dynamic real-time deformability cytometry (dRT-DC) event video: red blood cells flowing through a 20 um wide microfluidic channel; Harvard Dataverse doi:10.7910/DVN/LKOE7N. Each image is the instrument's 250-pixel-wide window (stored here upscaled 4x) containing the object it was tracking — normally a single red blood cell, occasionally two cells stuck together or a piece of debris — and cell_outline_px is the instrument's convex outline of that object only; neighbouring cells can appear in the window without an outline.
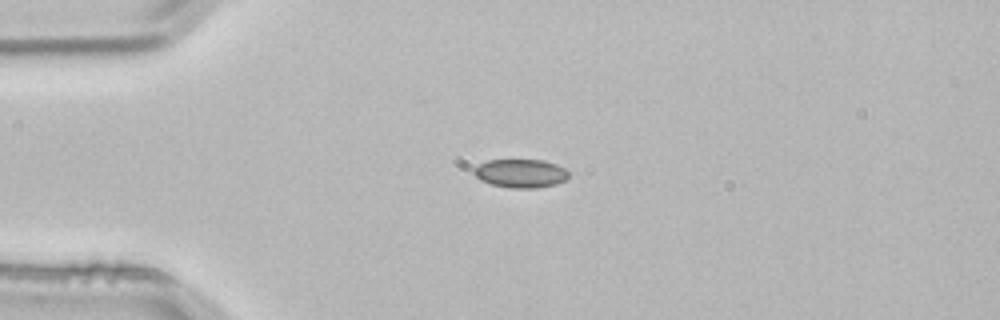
{"species": "common noctule bat (a hibernating species)", "species_latin": "Nyctalus noctula", "temperature_condition": "room temperature", "stored_images_in_passage": 3, "camera_frame_rate_fps": 3000, "um_per_image_px": 0.085, "animal": {"sex": "male", "body_mass_g": 21.5, "forearm_length_mm": 52.0}, "frame": {"image": 1, "passage_image": 2, "time_ms": 0.333, "image_size_px": [1000, 320], "cell_outline_px": [[568, 176], [564, 180], [556, 184], [536, 188], [512, 188], [492, 184], [480, 180], [472, 172], [472, 168], [488, 160], [544, 160], [556, 164], [564, 168], [568, 172]], "centroid_in_image_um": [44.23, 14.73], "position_along_channel_um": 40.8, "area_um2": 15.72}}
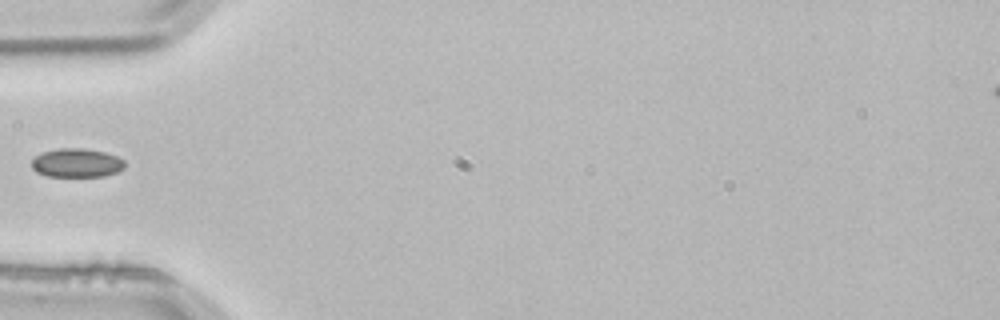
{"frame": {"image": 2, "passage_image": 3, "time_ms": 0.667, "image_size_px": [1000, 320], "cell_outline_px": [[124, 168], [116, 172], [104, 176], [48, 176], [36, 172], [32, 168], [32, 160], [36, 156], [44, 152], [60, 148], [84, 148], [104, 152], [116, 156], [124, 160]], "centroid_in_image_um": [6.52, 13.85], "position_along_channel_um": 78.5, "area_um2": 15.49}}